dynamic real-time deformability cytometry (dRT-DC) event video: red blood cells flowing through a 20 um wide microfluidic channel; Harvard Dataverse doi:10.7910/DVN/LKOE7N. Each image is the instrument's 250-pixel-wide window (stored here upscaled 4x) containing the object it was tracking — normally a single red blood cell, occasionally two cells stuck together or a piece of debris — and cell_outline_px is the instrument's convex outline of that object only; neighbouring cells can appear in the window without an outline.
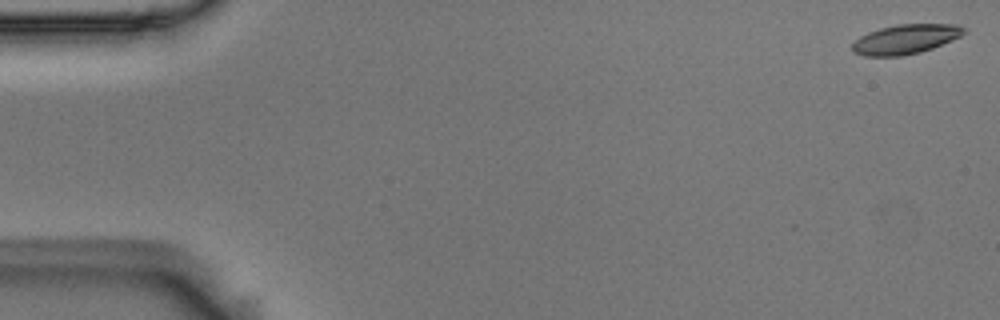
{"species": "Egyptian fruit bat (a non-hibernating species)", "species_latin": "Rousettus aegyptiacus", "temperature_condition": "room temperature", "stored_images_in_passage": 52, "camera_frame_rate_fps": 3000, "um_per_image_px": 0.085, "animal": {"sex": "male"}, "frame": {"image": 1, "passage_image": 1, "time_ms": 0.0, "image_size_px": [1000, 320], "cell_outline_px": [[964, 32], [960, 36], [952, 40], [932, 48], [920, 52], [900, 56], [864, 56], [852, 52], [852, 44], [860, 36], [868, 32], [880, 28], [896, 24], [960, 24], [964, 28]], "centroid_in_image_um": [76.94, 3.33], "position_along_channel_um": 8.1, "area_um2": 19.19}}
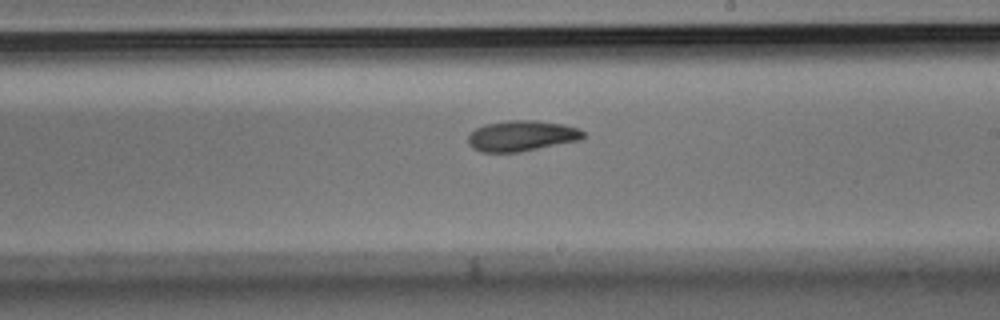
{"frame": {"image": 2, "passage_image": 32, "time_ms": 10.333, "image_size_px": [1000, 320], "cell_outline_px": [[584, 136], [580, 140], [520, 152], [480, 152], [472, 148], [468, 144], [468, 136], [476, 128], [484, 124], [508, 120], [536, 120], [564, 124], [580, 128], [584, 132]], "centroid_in_image_um": [44.34, 11.54], "position_along_channel_um": 244.7, "area_um2": 20.75}}
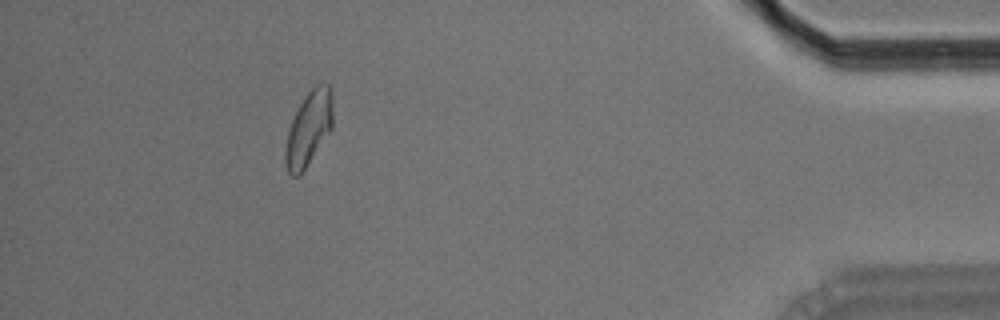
{"frame": {"image": 3, "passage_image": 50, "time_ms": 16.333, "image_size_px": [1000, 320], "cell_outline_px": [[332, 128], [300, 176], [292, 176], [288, 172], [284, 160], [284, 152], [288, 132], [292, 120], [304, 96], [316, 84], [328, 84], [332, 88]], "centroid_in_image_um": [26.24, 10.93], "position_along_channel_um": 409.0, "area_um2": 20.46}, "authors_computed_cell_mechanics": {"area_um2": 20.2589, "velocity_mm_per_s": 3.6336, "shape_relaxation_time_tau1_ms": 4.9544, "shape_relaxation_time_tau2_ms": 4.9933, "deformation_change_tau1": 0.1468, "deformation_change_tau2": 0.1163}}